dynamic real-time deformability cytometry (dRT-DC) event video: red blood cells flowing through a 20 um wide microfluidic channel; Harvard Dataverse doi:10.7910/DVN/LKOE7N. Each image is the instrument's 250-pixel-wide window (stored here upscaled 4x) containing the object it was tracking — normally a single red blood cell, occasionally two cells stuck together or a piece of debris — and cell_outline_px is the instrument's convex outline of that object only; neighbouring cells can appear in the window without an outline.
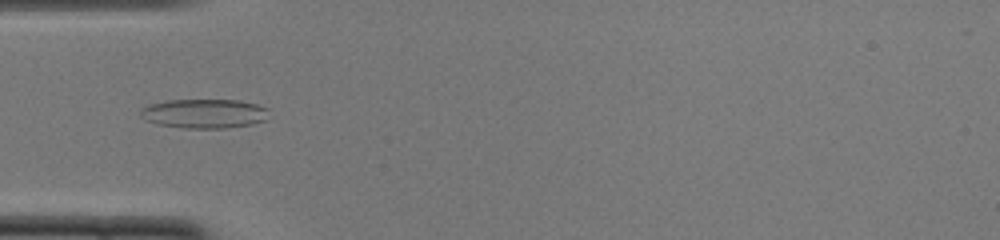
{"species": "common noctule bat (a hibernating species)", "species_latin": "Nyctalus noctula", "temperature_condition": "cold", "stored_images_in_passage": 40, "camera_frame_rate_fps": 3000, "um_per_image_px": 0.085, "animal": {"sex": "female", "body_mass_g": 22.0, "forearm_length_mm": 56.7}, "frame": {"image": 1, "passage_image": 6, "time_ms": 1.667, "image_size_px": [1000, 240], "cell_outline_px": [[268, 120], [252, 124], [224, 128], [180, 128], [156, 124], [144, 120], [140, 116], [140, 112], [148, 104], [164, 100], [240, 100], [256, 104], [268, 108]], "centroid_in_image_um": [17.35, 9.65], "position_along_channel_um": 67.6, "area_um2": 22.2}}
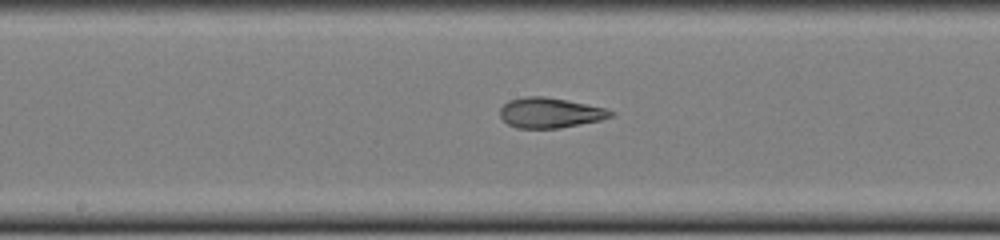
{"frame": {"image": 2, "passage_image": 16, "time_ms": 5.0, "image_size_px": [1000, 240], "cell_outline_px": [[616, 116], [600, 120], [560, 128], [516, 128], [508, 124], [500, 116], [500, 108], [508, 100], [524, 96], [544, 96], [568, 100], [608, 108], [616, 112]], "centroid_in_image_um": [46.8, 9.58], "position_along_channel_um": 201.4, "area_um2": 19.77}}
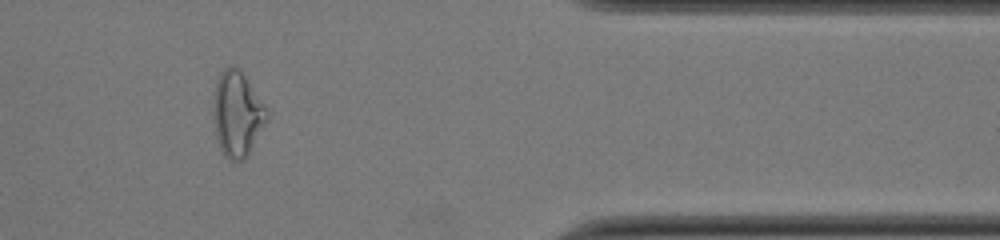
{"frame": {"image": 3, "passage_image": 32, "time_ms": 10.333, "image_size_px": [1000, 240], "cell_outline_px": [[268, 120], [248, 156], [244, 160], [228, 160], [224, 156], [220, 148], [216, 136], [212, 120], [212, 96], [220, 72], [228, 64], [232, 64], [240, 68], [268, 108]], "centroid_in_image_um": [20.16, 9.66], "position_along_channel_um": 391.2, "area_um2": 27.51}, "authors_computed_cell_mechanics": {"area_um2": 21.1837, "velocity_mm_per_s": 4.0121, "shape_relaxation_time_tau1_ms": null, "shape_relaxation_time_tau2_ms": 1.3699, "deformation_change_tau1": null, "deformation_change_tau2": 0.0913}}